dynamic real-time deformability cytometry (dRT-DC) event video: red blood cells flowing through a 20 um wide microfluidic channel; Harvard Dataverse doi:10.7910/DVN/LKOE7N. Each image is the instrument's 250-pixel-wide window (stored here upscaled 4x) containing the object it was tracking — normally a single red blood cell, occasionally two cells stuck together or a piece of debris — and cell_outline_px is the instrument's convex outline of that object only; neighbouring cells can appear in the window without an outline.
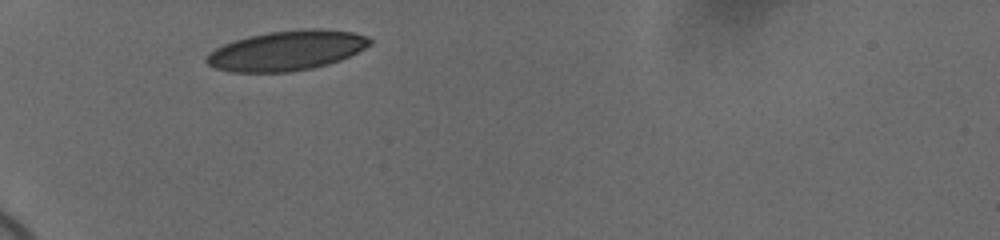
{"species": "human", "species_latin": "Homo sapiens", "temperature_condition": "cold", "stored_images_in_passage": 10, "camera_frame_rate_fps": 3000, "um_per_image_px": 0.085, "donor": {"sex": "female"}, "frame": {"image": 1, "passage_image": 1, "time_ms": 0.0, "image_size_px": [1000, 240], "cell_outline_px": [[372, 44], [340, 60], [328, 64], [312, 68], [288, 72], [232, 72], [216, 68], [208, 64], [204, 60], [208, 52], [224, 44], [248, 36], [268, 32], [308, 28], [320, 28], [352, 32], [368, 36], [372, 40]], "centroid_in_image_um": [24.37, 4.29], "position_along_channel_um": 60.6, "area_um2": 37.92}}
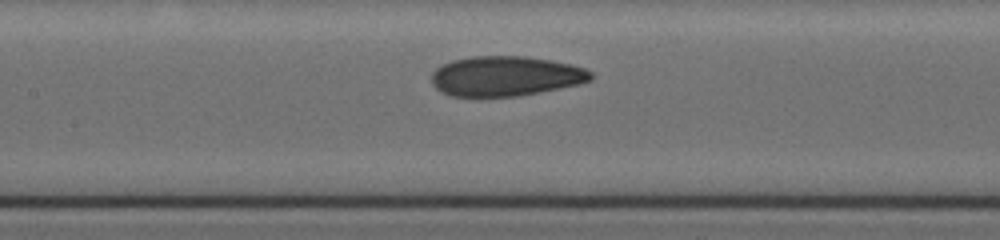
{"frame": {"image": 2, "passage_image": 6, "time_ms": 3.333, "image_size_px": [1000, 240], "cell_outline_px": [[592, 80], [576, 84], [516, 96], [452, 96], [440, 92], [432, 84], [432, 72], [436, 68], [452, 60], [472, 56], [524, 56], [552, 60], [584, 68], [592, 72]], "centroid_in_image_um": [42.93, 6.46], "position_along_channel_um": 164.5, "area_um2": 36.7}}
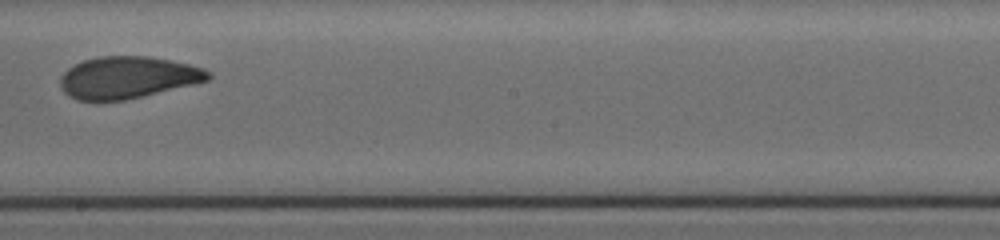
{"frame": {"image": 3, "passage_image": 9, "time_ms": 5.333, "image_size_px": [1000, 240], "cell_outline_px": [[212, 76], [208, 80], [144, 96], [124, 100], [76, 100], [68, 96], [64, 92], [60, 84], [60, 76], [68, 68], [84, 60], [96, 56], [148, 56], [188, 64], [204, 68], [212, 72]], "centroid_in_image_um": [10.84, 6.58], "position_along_channel_um": 237.4, "area_um2": 36.07}}